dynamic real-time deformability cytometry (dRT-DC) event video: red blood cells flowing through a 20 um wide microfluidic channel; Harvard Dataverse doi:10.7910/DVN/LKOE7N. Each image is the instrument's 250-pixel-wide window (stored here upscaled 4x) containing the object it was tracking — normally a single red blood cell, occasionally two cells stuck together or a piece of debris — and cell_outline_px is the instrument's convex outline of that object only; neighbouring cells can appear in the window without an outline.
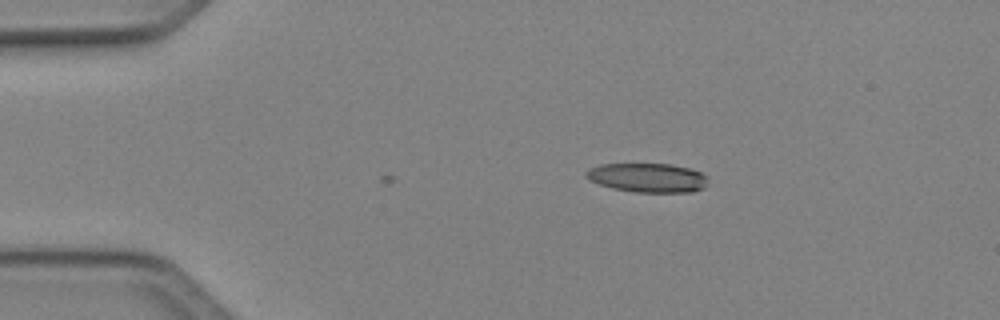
{"species": "Egyptian fruit bat (a non-hibernating species)", "species_latin": "Rousettus aegyptiacus", "temperature_condition": "cold", "stored_images_in_passage": 7, "camera_frame_rate_fps": 3000, "um_per_image_px": 0.085, "animal": {"sex": "female"}, "frame": {"image": 1, "passage_image": 7, "time_ms": 2.0, "image_size_px": [1000, 320], "cell_outline_px": [[708, 176], [704, 188], [692, 192], [636, 192], [612, 188], [588, 180], [584, 176], [584, 172], [588, 168], [600, 164], [672, 164], [692, 168]], "centroid_in_image_um": [55.03, 15.1], "position_along_channel_um": 30.0, "area_um2": 20.92}}